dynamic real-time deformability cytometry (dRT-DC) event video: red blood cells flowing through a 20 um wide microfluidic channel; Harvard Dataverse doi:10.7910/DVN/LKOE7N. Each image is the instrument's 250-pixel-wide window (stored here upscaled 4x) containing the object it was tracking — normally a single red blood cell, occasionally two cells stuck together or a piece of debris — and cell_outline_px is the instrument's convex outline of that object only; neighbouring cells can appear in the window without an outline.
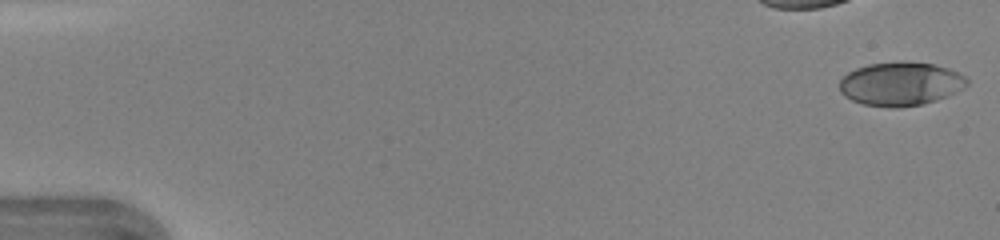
{"species": "human", "species_latin": "Homo sapiens", "temperature_condition": "warm", "stored_images_in_passage": 46, "camera_frame_rate_fps": 3000, "um_per_image_px": 0.085, "donor": {"sex": "female"}, "frame": {"image": 1, "passage_image": 1, "time_ms": 0.0, "image_size_px": [1000, 240], "cell_outline_px": [[968, 84], [964, 88], [948, 96], [924, 104], [900, 108], [892, 108], [864, 104], [852, 100], [844, 96], [840, 92], [840, 80], [848, 72], [856, 68], [868, 64], [900, 60], [904, 60], [936, 64], [948, 68], [964, 76], [968, 80]], "centroid_in_image_um": [76.56, 7.11], "position_along_channel_um": 8.4, "area_um2": 32.89}}
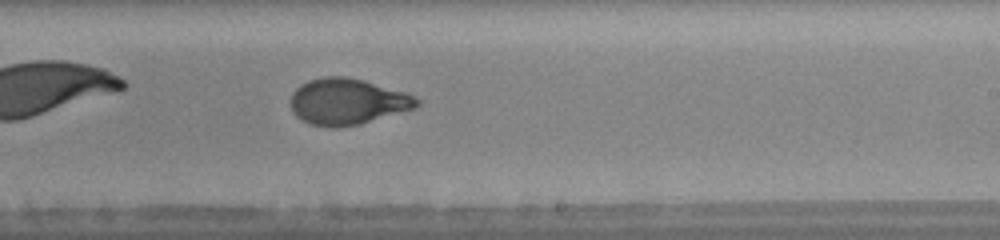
{"frame": {"image": 2, "passage_image": 29, "time_ms": 9.333, "image_size_px": [1000, 240], "cell_outline_px": [[420, 104], [416, 108], [360, 124], [336, 128], [332, 128], [308, 124], [296, 116], [292, 112], [292, 92], [300, 84], [308, 80], [324, 76], [344, 76], [364, 80], [408, 92], [416, 96], [420, 100]], "centroid_in_image_um": [29.56, 8.63], "position_along_channel_um": 259.4, "area_um2": 34.39}}
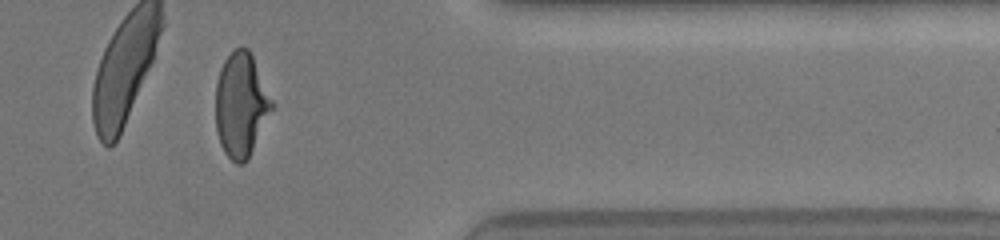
{"frame": {"image": 3, "passage_image": 39, "time_ms": 12.667, "image_size_px": [1000, 240], "cell_outline_px": [[276, 104], [248, 160], [244, 164], [236, 164], [224, 152], [220, 144], [216, 132], [216, 84], [220, 68], [224, 60], [236, 48], [248, 48]], "centroid_in_image_um": [20.51, 8.95], "position_along_channel_um": 390.9, "area_um2": 34.56}, "authors_computed_cell_mechanics": {"area_um2": 33.6107, "velocity_mm_per_s": 4.3713, "shape_relaxation_time_tau1_ms": 4.7674, "shape_relaxation_time_tau2_ms": 0.6607, "deformation_change_tau1": 0.2198, "deformation_change_tau2": 0.0557}}